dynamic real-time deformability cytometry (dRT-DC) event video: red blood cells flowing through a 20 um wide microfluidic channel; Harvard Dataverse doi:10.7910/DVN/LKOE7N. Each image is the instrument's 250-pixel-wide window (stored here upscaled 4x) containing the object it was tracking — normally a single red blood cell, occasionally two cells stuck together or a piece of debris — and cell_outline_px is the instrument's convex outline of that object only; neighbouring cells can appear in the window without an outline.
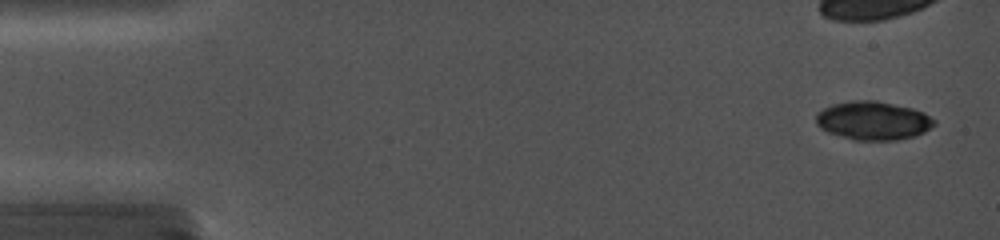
{"species": "common noctule bat (a hibernating species)", "species_latin": "Nyctalus noctula", "temperature_condition": "cold", "stored_images_in_passage": 4, "camera_frame_rate_fps": 5000, "um_per_image_px": 0.085, "animal": {"sex": "female", "body_mass_g": 19.0, "forearm_length_mm": 56.7}, "frame": {"image": 1, "passage_image": 1, "time_ms": 0.0, "image_size_px": [1000, 240], "cell_outline_px": [[936, 124], [924, 132], [916, 136], [896, 140], [856, 140], [828, 132], [820, 128], [816, 124], [816, 112], [832, 104], [852, 100], [876, 100], [912, 108], [924, 112], [936, 120]], "centroid_in_image_um": [74.22, 10.24], "position_along_channel_um": 10.8, "area_um2": 26.7}}